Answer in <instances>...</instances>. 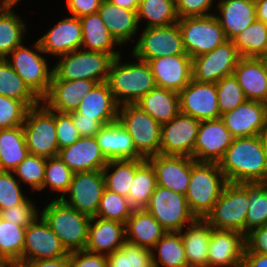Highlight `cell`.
I'll return each mask as SVG.
<instances>
[{"mask_svg": "<svg viewBox=\"0 0 267 267\" xmlns=\"http://www.w3.org/2000/svg\"><path fill=\"white\" fill-rule=\"evenodd\" d=\"M137 15L138 21L147 20L145 28L168 26L179 19L176 5L170 0H140Z\"/></svg>", "mask_w": 267, "mask_h": 267, "instance_id": "44", "label": "cell"}, {"mask_svg": "<svg viewBox=\"0 0 267 267\" xmlns=\"http://www.w3.org/2000/svg\"><path fill=\"white\" fill-rule=\"evenodd\" d=\"M213 0H179L176 4V13L179 19L211 15ZM208 12V13H207Z\"/></svg>", "mask_w": 267, "mask_h": 267, "instance_id": "55", "label": "cell"}, {"mask_svg": "<svg viewBox=\"0 0 267 267\" xmlns=\"http://www.w3.org/2000/svg\"><path fill=\"white\" fill-rule=\"evenodd\" d=\"M118 7H123L128 10L138 11L140 0H108Z\"/></svg>", "mask_w": 267, "mask_h": 267, "instance_id": "63", "label": "cell"}, {"mask_svg": "<svg viewBox=\"0 0 267 267\" xmlns=\"http://www.w3.org/2000/svg\"><path fill=\"white\" fill-rule=\"evenodd\" d=\"M95 138L107 160L145 159L136 151L132 138L118 120L104 125Z\"/></svg>", "mask_w": 267, "mask_h": 267, "instance_id": "30", "label": "cell"}, {"mask_svg": "<svg viewBox=\"0 0 267 267\" xmlns=\"http://www.w3.org/2000/svg\"><path fill=\"white\" fill-rule=\"evenodd\" d=\"M245 248L243 233L211 227L208 267H242Z\"/></svg>", "mask_w": 267, "mask_h": 267, "instance_id": "19", "label": "cell"}, {"mask_svg": "<svg viewBox=\"0 0 267 267\" xmlns=\"http://www.w3.org/2000/svg\"><path fill=\"white\" fill-rule=\"evenodd\" d=\"M227 182H267V155L259 135L236 137L219 161Z\"/></svg>", "mask_w": 267, "mask_h": 267, "instance_id": "1", "label": "cell"}, {"mask_svg": "<svg viewBox=\"0 0 267 267\" xmlns=\"http://www.w3.org/2000/svg\"><path fill=\"white\" fill-rule=\"evenodd\" d=\"M19 0H5L6 5H17Z\"/></svg>", "mask_w": 267, "mask_h": 267, "instance_id": "66", "label": "cell"}, {"mask_svg": "<svg viewBox=\"0 0 267 267\" xmlns=\"http://www.w3.org/2000/svg\"><path fill=\"white\" fill-rule=\"evenodd\" d=\"M0 267H30V261L23 259H4Z\"/></svg>", "mask_w": 267, "mask_h": 267, "instance_id": "64", "label": "cell"}, {"mask_svg": "<svg viewBox=\"0 0 267 267\" xmlns=\"http://www.w3.org/2000/svg\"><path fill=\"white\" fill-rule=\"evenodd\" d=\"M68 252L47 222L38 215L25 230L22 259L26 261L54 259Z\"/></svg>", "mask_w": 267, "mask_h": 267, "instance_id": "17", "label": "cell"}, {"mask_svg": "<svg viewBox=\"0 0 267 267\" xmlns=\"http://www.w3.org/2000/svg\"><path fill=\"white\" fill-rule=\"evenodd\" d=\"M28 109L23 101L0 95V129L23 125Z\"/></svg>", "mask_w": 267, "mask_h": 267, "instance_id": "51", "label": "cell"}, {"mask_svg": "<svg viewBox=\"0 0 267 267\" xmlns=\"http://www.w3.org/2000/svg\"><path fill=\"white\" fill-rule=\"evenodd\" d=\"M35 204L28 197L21 203L0 211V217L16 225L27 227L38 215Z\"/></svg>", "mask_w": 267, "mask_h": 267, "instance_id": "53", "label": "cell"}, {"mask_svg": "<svg viewBox=\"0 0 267 267\" xmlns=\"http://www.w3.org/2000/svg\"><path fill=\"white\" fill-rule=\"evenodd\" d=\"M58 156L74 173L103 170L108 163L95 137H80L59 150Z\"/></svg>", "mask_w": 267, "mask_h": 267, "instance_id": "25", "label": "cell"}, {"mask_svg": "<svg viewBox=\"0 0 267 267\" xmlns=\"http://www.w3.org/2000/svg\"><path fill=\"white\" fill-rule=\"evenodd\" d=\"M46 158L28 154L26 158L13 171L15 177L31 186L34 191L42 189Z\"/></svg>", "mask_w": 267, "mask_h": 267, "instance_id": "49", "label": "cell"}, {"mask_svg": "<svg viewBox=\"0 0 267 267\" xmlns=\"http://www.w3.org/2000/svg\"><path fill=\"white\" fill-rule=\"evenodd\" d=\"M125 232L127 243L151 250L167 231L146 209H133Z\"/></svg>", "mask_w": 267, "mask_h": 267, "instance_id": "31", "label": "cell"}, {"mask_svg": "<svg viewBox=\"0 0 267 267\" xmlns=\"http://www.w3.org/2000/svg\"><path fill=\"white\" fill-rule=\"evenodd\" d=\"M267 104L246 100L232 111L221 115L225 127L234 138L257 136L265 124Z\"/></svg>", "mask_w": 267, "mask_h": 267, "instance_id": "22", "label": "cell"}, {"mask_svg": "<svg viewBox=\"0 0 267 267\" xmlns=\"http://www.w3.org/2000/svg\"><path fill=\"white\" fill-rule=\"evenodd\" d=\"M135 58L136 62L120 63L119 55L111 63L106 83L119 106L135 104L149 91L156 88L155 78L150 66L144 60Z\"/></svg>", "mask_w": 267, "mask_h": 267, "instance_id": "2", "label": "cell"}, {"mask_svg": "<svg viewBox=\"0 0 267 267\" xmlns=\"http://www.w3.org/2000/svg\"><path fill=\"white\" fill-rule=\"evenodd\" d=\"M108 267H153L150 249L125 242L119 249L107 255Z\"/></svg>", "mask_w": 267, "mask_h": 267, "instance_id": "45", "label": "cell"}, {"mask_svg": "<svg viewBox=\"0 0 267 267\" xmlns=\"http://www.w3.org/2000/svg\"><path fill=\"white\" fill-rule=\"evenodd\" d=\"M105 189L102 170L74 173L70 187L61 200L80 213L95 217Z\"/></svg>", "mask_w": 267, "mask_h": 267, "instance_id": "15", "label": "cell"}, {"mask_svg": "<svg viewBox=\"0 0 267 267\" xmlns=\"http://www.w3.org/2000/svg\"><path fill=\"white\" fill-rule=\"evenodd\" d=\"M114 58L107 53L78 49L60 56L52 67L51 80H93L106 82Z\"/></svg>", "mask_w": 267, "mask_h": 267, "instance_id": "5", "label": "cell"}, {"mask_svg": "<svg viewBox=\"0 0 267 267\" xmlns=\"http://www.w3.org/2000/svg\"><path fill=\"white\" fill-rule=\"evenodd\" d=\"M97 84L93 80H51L48 93L41 99L52 111L71 113L76 111L81 99Z\"/></svg>", "mask_w": 267, "mask_h": 267, "instance_id": "23", "label": "cell"}, {"mask_svg": "<svg viewBox=\"0 0 267 267\" xmlns=\"http://www.w3.org/2000/svg\"><path fill=\"white\" fill-rule=\"evenodd\" d=\"M6 6L5 0H0V11Z\"/></svg>", "mask_w": 267, "mask_h": 267, "instance_id": "67", "label": "cell"}, {"mask_svg": "<svg viewBox=\"0 0 267 267\" xmlns=\"http://www.w3.org/2000/svg\"><path fill=\"white\" fill-rule=\"evenodd\" d=\"M181 230L189 267H208V249L211 226L204 219H196Z\"/></svg>", "mask_w": 267, "mask_h": 267, "instance_id": "34", "label": "cell"}, {"mask_svg": "<svg viewBox=\"0 0 267 267\" xmlns=\"http://www.w3.org/2000/svg\"><path fill=\"white\" fill-rule=\"evenodd\" d=\"M232 41L241 57L263 58L267 49V24L256 19Z\"/></svg>", "mask_w": 267, "mask_h": 267, "instance_id": "40", "label": "cell"}, {"mask_svg": "<svg viewBox=\"0 0 267 267\" xmlns=\"http://www.w3.org/2000/svg\"><path fill=\"white\" fill-rule=\"evenodd\" d=\"M248 202L247 182H228L204 220L213 229L235 230L245 235Z\"/></svg>", "mask_w": 267, "mask_h": 267, "instance_id": "6", "label": "cell"}, {"mask_svg": "<svg viewBox=\"0 0 267 267\" xmlns=\"http://www.w3.org/2000/svg\"><path fill=\"white\" fill-rule=\"evenodd\" d=\"M216 89L220 115L232 111L247 100L234 75L220 79L216 83Z\"/></svg>", "mask_w": 267, "mask_h": 267, "instance_id": "50", "label": "cell"}, {"mask_svg": "<svg viewBox=\"0 0 267 267\" xmlns=\"http://www.w3.org/2000/svg\"><path fill=\"white\" fill-rule=\"evenodd\" d=\"M248 210L245 235L267 224V182H247Z\"/></svg>", "mask_w": 267, "mask_h": 267, "instance_id": "43", "label": "cell"}, {"mask_svg": "<svg viewBox=\"0 0 267 267\" xmlns=\"http://www.w3.org/2000/svg\"><path fill=\"white\" fill-rule=\"evenodd\" d=\"M245 244L248 251L267 255V224L247 233Z\"/></svg>", "mask_w": 267, "mask_h": 267, "instance_id": "57", "label": "cell"}, {"mask_svg": "<svg viewBox=\"0 0 267 267\" xmlns=\"http://www.w3.org/2000/svg\"><path fill=\"white\" fill-rule=\"evenodd\" d=\"M28 154L23 125L0 129V171L13 172Z\"/></svg>", "mask_w": 267, "mask_h": 267, "instance_id": "36", "label": "cell"}, {"mask_svg": "<svg viewBox=\"0 0 267 267\" xmlns=\"http://www.w3.org/2000/svg\"><path fill=\"white\" fill-rule=\"evenodd\" d=\"M227 183L218 163L198 162L192 158L190 182L185 196L196 219H205L212 211Z\"/></svg>", "mask_w": 267, "mask_h": 267, "instance_id": "3", "label": "cell"}, {"mask_svg": "<svg viewBox=\"0 0 267 267\" xmlns=\"http://www.w3.org/2000/svg\"><path fill=\"white\" fill-rule=\"evenodd\" d=\"M259 137L261 139L263 148H264L266 155H267V117L265 120V124L263 125V127L260 131Z\"/></svg>", "mask_w": 267, "mask_h": 267, "instance_id": "65", "label": "cell"}, {"mask_svg": "<svg viewBox=\"0 0 267 267\" xmlns=\"http://www.w3.org/2000/svg\"><path fill=\"white\" fill-rule=\"evenodd\" d=\"M73 175L74 172L69 169L59 156L50 157L46 159L43 186L40 191L49 187L53 192L62 193L60 197L55 199H62L70 187Z\"/></svg>", "mask_w": 267, "mask_h": 267, "instance_id": "47", "label": "cell"}, {"mask_svg": "<svg viewBox=\"0 0 267 267\" xmlns=\"http://www.w3.org/2000/svg\"><path fill=\"white\" fill-rule=\"evenodd\" d=\"M80 19L82 26L81 49L110 54L114 59L121 55L113 50L115 46H121L108 31L99 13L83 16Z\"/></svg>", "mask_w": 267, "mask_h": 267, "instance_id": "33", "label": "cell"}, {"mask_svg": "<svg viewBox=\"0 0 267 267\" xmlns=\"http://www.w3.org/2000/svg\"><path fill=\"white\" fill-rule=\"evenodd\" d=\"M119 105L115 101L106 82L97 83L93 89L81 99L76 110L83 117L94 118L103 125L117 121Z\"/></svg>", "mask_w": 267, "mask_h": 267, "instance_id": "29", "label": "cell"}, {"mask_svg": "<svg viewBox=\"0 0 267 267\" xmlns=\"http://www.w3.org/2000/svg\"><path fill=\"white\" fill-rule=\"evenodd\" d=\"M215 13L227 40L244 31L256 18V4L251 0H219Z\"/></svg>", "mask_w": 267, "mask_h": 267, "instance_id": "28", "label": "cell"}, {"mask_svg": "<svg viewBox=\"0 0 267 267\" xmlns=\"http://www.w3.org/2000/svg\"><path fill=\"white\" fill-rule=\"evenodd\" d=\"M0 95L23 101L29 108L41 102L4 58H0Z\"/></svg>", "mask_w": 267, "mask_h": 267, "instance_id": "42", "label": "cell"}, {"mask_svg": "<svg viewBox=\"0 0 267 267\" xmlns=\"http://www.w3.org/2000/svg\"><path fill=\"white\" fill-rule=\"evenodd\" d=\"M160 124L170 122L179 112V93L156 87L135 103Z\"/></svg>", "mask_w": 267, "mask_h": 267, "instance_id": "35", "label": "cell"}, {"mask_svg": "<svg viewBox=\"0 0 267 267\" xmlns=\"http://www.w3.org/2000/svg\"><path fill=\"white\" fill-rule=\"evenodd\" d=\"M102 0H66L70 15L81 18L98 13Z\"/></svg>", "mask_w": 267, "mask_h": 267, "instance_id": "59", "label": "cell"}, {"mask_svg": "<svg viewBox=\"0 0 267 267\" xmlns=\"http://www.w3.org/2000/svg\"><path fill=\"white\" fill-rule=\"evenodd\" d=\"M33 47L34 51L24 45H20L5 60L41 100L49 91L53 69L50 68L49 70L50 66L47 64V59L42 56L44 52L39 41H36Z\"/></svg>", "mask_w": 267, "mask_h": 267, "instance_id": "7", "label": "cell"}, {"mask_svg": "<svg viewBox=\"0 0 267 267\" xmlns=\"http://www.w3.org/2000/svg\"><path fill=\"white\" fill-rule=\"evenodd\" d=\"M247 100L267 104V63L264 58L241 57L233 71Z\"/></svg>", "mask_w": 267, "mask_h": 267, "instance_id": "26", "label": "cell"}, {"mask_svg": "<svg viewBox=\"0 0 267 267\" xmlns=\"http://www.w3.org/2000/svg\"><path fill=\"white\" fill-rule=\"evenodd\" d=\"M241 58L232 40H227L213 51L192 58V79L201 83H217L233 75Z\"/></svg>", "mask_w": 267, "mask_h": 267, "instance_id": "13", "label": "cell"}, {"mask_svg": "<svg viewBox=\"0 0 267 267\" xmlns=\"http://www.w3.org/2000/svg\"><path fill=\"white\" fill-rule=\"evenodd\" d=\"M98 13L108 31L120 45L135 37L139 27L137 11L118 7L108 0H102Z\"/></svg>", "mask_w": 267, "mask_h": 267, "instance_id": "32", "label": "cell"}, {"mask_svg": "<svg viewBox=\"0 0 267 267\" xmlns=\"http://www.w3.org/2000/svg\"><path fill=\"white\" fill-rule=\"evenodd\" d=\"M125 242V224L114 220L91 218L85 250L109 255L119 249Z\"/></svg>", "mask_w": 267, "mask_h": 267, "instance_id": "27", "label": "cell"}, {"mask_svg": "<svg viewBox=\"0 0 267 267\" xmlns=\"http://www.w3.org/2000/svg\"><path fill=\"white\" fill-rule=\"evenodd\" d=\"M157 87L180 92L192 80V58L187 54L148 60Z\"/></svg>", "mask_w": 267, "mask_h": 267, "instance_id": "21", "label": "cell"}, {"mask_svg": "<svg viewBox=\"0 0 267 267\" xmlns=\"http://www.w3.org/2000/svg\"><path fill=\"white\" fill-rule=\"evenodd\" d=\"M201 121L179 112L170 122L161 124L159 154L192 157Z\"/></svg>", "mask_w": 267, "mask_h": 267, "instance_id": "14", "label": "cell"}, {"mask_svg": "<svg viewBox=\"0 0 267 267\" xmlns=\"http://www.w3.org/2000/svg\"><path fill=\"white\" fill-rule=\"evenodd\" d=\"M73 124L76 126L81 137H95L104 126L94 118L83 117V115L73 111L70 113Z\"/></svg>", "mask_w": 267, "mask_h": 267, "instance_id": "58", "label": "cell"}, {"mask_svg": "<svg viewBox=\"0 0 267 267\" xmlns=\"http://www.w3.org/2000/svg\"><path fill=\"white\" fill-rule=\"evenodd\" d=\"M151 252L154 267H189L180 232H166Z\"/></svg>", "mask_w": 267, "mask_h": 267, "instance_id": "38", "label": "cell"}, {"mask_svg": "<svg viewBox=\"0 0 267 267\" xmlns=\"http://www.w3.org/2000/svg\"><path fill=\"white\" fill-rule=\"evenodd\" d=\"M26 227L16 225L0 217V257L22 259Z\"/></svg>", "mask_w": 267, "mask_h": 267, "instance_id": "46", "label": "cell"}, {"mask_svg": "<svg viewBox=\"0 0 267 267\" xmlns=\"http://www.w3.org/2000/svg\"><path fill=\"white\" fill-rule=\"evenodd\" d=\"M145 160L146 159L108 160L107 165L102 170L105 189L127 197L134 179L135 171ZM112 169L113 171L110 172Z\"/></svg>", "mask_w": 267, "mask_h": 267, "instance_id": "37", "label": "cell"}, {"mask_svg": "<svg viewBox=\"0 0 267 267\" xmlns=\"http://www.w3.org/2000/svg\"><path fill=\"white\" fill-rule=\"evenodd\" d=\"M6 5L0 11V58H6L16 47L22 45L27 26L13 10Z\"/></svg>", "mask_w": 267, "mask_h": 267, "instance_id": "39", "label": "cell"}, {"mask_svg": "<svg viewBox=\"0 0 267 267\" xmlns=\"http://www.w3.org/2000/svg\"><path fill=\"white\" fill-rule=\"evenodd\" d=\"M215 83L191 80L179 92L180 112L199 121L221 118Z\"/></svg>", "mask_w": 267, "mask_h": 267, "instance_id": "16", "label": "cell"}, {"mask_svg": "<svg viewBox=\"0 0 267 267\" xmlns=\"http://www.w3.org/2000/svg\"><path fill=\"white\" fill-rule=\"evenodd\" d=\"M132 138L136 151L145 159L159 154L161 124L135 104L119 106L118 119Z\"/></svg>", "mask_w": 267, "mask_h": 267, "instance_id": "10", "label": "cell"}, {"mask_svg": "<svg viewBox=\"0 0 267 267\" xmlns=\"http://www.w3.org/2000/svg\"><path fill=\"white\" fill-rule=\"evenodd\" d=\"M30 267H70L69 253L54 259L30 261Z\"/></svg>", "mask_w": 267, "mask_h": 267, "instance_id": "61", "label": "cell"}, {"mask_svg": "<svg viewBox=\"0 0 267 267\" xmlns=\"http://www.w3.org/2000/svg\"><path fill=\"white\" fill-rule=\"evenodd\" d=\"M37 40L45 54L58 57L81 49L82 26L80 19L75 16L66 17Z\"/></svg>", "mask_w": 267, "mask_h": 267, "instance_id": "24", "label": "cell"}, {"mask_svg": "<svg viewBox=\"0 0 267 267\" xmlns=\"http://www.w3.org/2000/svg\"><path fill=\"white\" fill-rule=\"evenodd\" d=\"M23 130L28 152L43 158L56 157L59 147L55 128V111L41 102L28 109Z\"/></svg>", "mask_w": 267, "mask_h": 267, "instance_id": "8", "label": "cell"}, {"mask_svg": "<svg viewBox=\"0 0 267 267\" xmlns=\"http://www.w3.org/2000/svg\"><path fill=\"white\" fill-rule=\"evenodd\" d=\"M167 232H181L196 217L188 207L186 196L157 185L145 208Z\"/></svg>", "mask_w": 267, "mask_h": 267, "instance_id": "11", "label": "cell"}, {"mask_svg": "<svg viewBox=\"0 0 267 267\" xmlns=\"http://www.w3.org/2000/svg\"><path fill=\"white\" fill-rule=\"evenodd\" d=\"M170 1H172L176 5L179 0H170Z\"/></svg>", "mask_w": 267, "mask_h": 267, "instance_id": "68", "label": "cell"}, {"mask_svg": "<svg viewBox=\"0 0 267 267\" xmlns=\"http://www.w3.org/2000/svg\"><path fill=\"white\" fill-rule=\"evenodd\" d=\"M132 211L126 196L104 189L95 217L126 224Z\"/></svg>", "mask_w": 267, "mask_h": 267, "instance_id": "48", "label": "cell"}, {"mask_svg": "<svg viewBox=\"0 0 267 267\" xmlns=\"http://www.w3.org/2000/svg\"><path fill=\"white\" fill-rule=\"evenodd\" d=\"M233 139L221 118L201 121L194 146V159L219 163Z\"/></svg>", "mask_w": 267, "mask_h": 267, "instance_id": "18", "label": "cell"}, {"mask_svg": "<svg viewBox=\"0 0 267 267\" xmlns=\"http://www.w3.org/2000/svg\"><path fill=\"white\" fill-rule=\"evenodd\" d=\"M13 172L0 171V211L21 204L27 197Z\"/></svg>", "mask_w": 267, "mask_h": 267, "instance_id": "52", "label": "cell"}, {"mask_svg": "<svg viewBox=\"0 0 267 267\" xmlns=\"http://www.w3.org/2000/svg\"><path fill=\"white\" fill-rule=\"evenodd\" d=\"M242 267H267V255L250 252L245 248Z\"/></svg>", "mask_w": 267, "mask_h": 267, "instance_id": "60", "label": "cell"}, {"mask_svg": "<svg viewBox=\"0 0 267 267\" xmlns=\"http://www.w3.org/2000/svg\"><path fill=\"white\" fill-rule=\"evenodd\" d=\"M154 168L157 185L186 195L192 157L157 154L147 158Z\"/></svg>", "mask_w": 267, "mask_h": 267, "instance_id": "20", "label": "cell"}, {"mask_svg": "<svg viewBox=\"0 0 267 267\" xmlns=\"http://www.w3.org/2000/svg\"><path fill=\"white\" fill-rule=\"evenodd\" d=\"M70 267H108L107 255L87 250L69 253Z\"/></svg>", "mask_w": 267, "mask_h": 267, "instance_id": "56", "label": "cell"}, {"mask_svg": "<svg viewBox=\"0 0 267 267\" xmlns=\"http://www.w3.org/2000/svg\"><path fill=\"white\" fill-rule=\"evenodd\" d=\"M156 187L157 180L154 168L146 159L135 171L134 179L127 195L129 204L133 209H145Z\"/></svg>", "mask_w": 267, "mask_h": 267, "instance_id": "41", "label": "cell"}, {"mask_svg": "<svg viewBox=\"0 0 267 267\" xmlns=\"http://www.w3.org/2000/svg\"><path fill=\"white\" fill-rule=\"evenodd\" d=\"M40 215L68 253L85 249L91 217L68 206L61 199H52Z\"/></svg>", "mask_w": 267, "mask_h": 267, "instance_id": "4", "label": "cell"}, {"mask_svg": "<svg viewBox=\"0 0 267 267\" xmlns=\"http://www.w3.org/2000/svg\"><path fill=\"white\" fill-rule=\"evenodd\" d=\"M55 128L59 150L72 145L81 137L70 113L55 111Z\"/></svg>", "mask_w": 267, "mask_h": 267, "instance_id": "54", "label": "cell"}, {"mask_svg": "<svg viewBox=\"0 0 267 267\" xmlns=\"http://www.w3.org/2000/svg\"><path fill=\"white\" fill-rule=\"evenodd\" d=\"M256 4V18L267 24V0H258Z\"/></svg>", "mask_w": 267, "mask_h": 267, "instance_id": "62", "label": "cell"}, {"mask_svg": "<svg viewBox=\"0 0 267 267\" xmlns=\"http://www.w3.org/2000/svg\"><path fill=\"white\" fill-rule=\"evenodd\" d=\"M265 60H267V49H266V53L265 56L263 57Z\"/></svg>", "mask_w": 267, "mask_h": 267, "instance_id": "69", "label": "cell"}, {"mask_svg": "<svg viewBox=\"0 0 267 267\" xmlns=\"http://www.w3.org/2000/svg\"><path fill=\"white\" fill-rule=\"evenodd\" d=\"M183 47L191 58L213 51L227 41L215 13L178 19Z\"/></svg>", "mask_w": 267, "mask_h": 267, "instance_id": "9", "label": "cell"}, {"mask_svg": "<svg viewBox=\"0 0 267 267\" xmlns=\"http://www.w3.org/2000/svg\"><path fill=\"white\" fill-rule=\"evenodd\" d=\"M131 53L146 62L162 56L187 54L178 23L144 28Z\"/></svg>", "mask_w": 267, "mask_h": 267, "instance_id": "12", "label": "cell"}]
</instances>
